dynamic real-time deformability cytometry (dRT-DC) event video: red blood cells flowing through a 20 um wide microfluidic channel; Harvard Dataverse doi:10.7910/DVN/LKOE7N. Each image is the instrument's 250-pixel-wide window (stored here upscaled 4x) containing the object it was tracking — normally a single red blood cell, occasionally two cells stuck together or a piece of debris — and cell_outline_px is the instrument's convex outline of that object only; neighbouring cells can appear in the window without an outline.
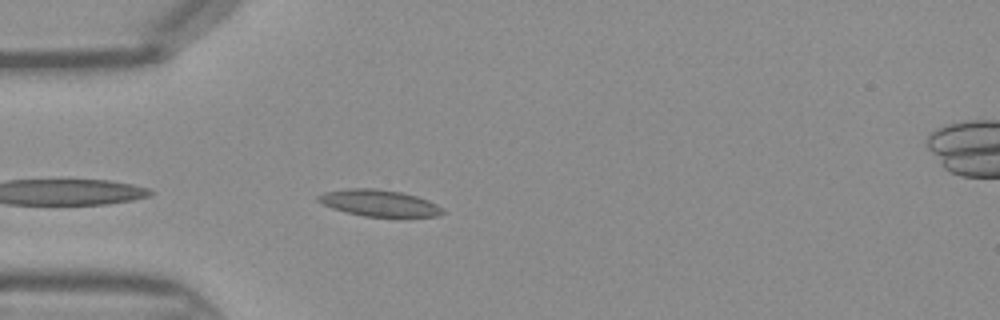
{"species": "Egyptian fruit bat (a non-hibernating species)", "species_latin": "Rousettus aegyptiacus", "temperature_condition": "warm", "stored_images_in_passage": 8, "camera_frame_rate_fps": 3000, "um_per_image_px": 0.085, "frame": {"image": 1, "passage_image": 2, "time_ms": 0.333, "image_size_px": [1000, 320], "cell_outline_px": [[444, 212], [436, 216], [364, 216], [332, 208], [316, 200], [316, 196], [324, 192], [348, 188], [376, 188], [400, 192], [416, 196], [428, 200], [444, 208]], "centroid_in_image_um": [32.2, 17.24], "position_along_channel_um": 52.8, "area_um2": 19.02}}